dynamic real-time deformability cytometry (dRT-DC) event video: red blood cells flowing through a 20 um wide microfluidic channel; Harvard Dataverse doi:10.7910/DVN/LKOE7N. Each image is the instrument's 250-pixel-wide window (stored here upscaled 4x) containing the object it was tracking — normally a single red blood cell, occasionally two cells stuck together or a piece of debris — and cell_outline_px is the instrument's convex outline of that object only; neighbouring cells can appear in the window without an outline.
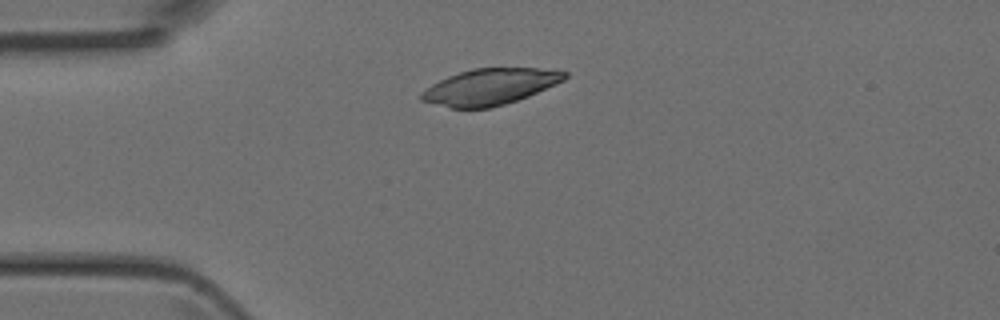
{"species": "Egyptian fruit bat (a non-hibernating species)", "species_latin": "Rousettus aegyptiacus", "temperature_condition": "room temperature", "stored_images_in_passage": 3, "camera_frame_rate_fps": 3000, "um_per_image_px": 0.085, "animal": {"sex": "female"}, "frame": {"image": 1, "passage_image": 1, "time_ms": 0.0, "image_size_px": [1000, 320], "cell_outline_px": [[568, 76], [564, 80], [556, 84], [528, 96], [504, 104], [488, 108], [452, 108], [420, 100], [420, 92], [432, 84], [448, 76], [472, 68], [536, 68], [568, 72]], "centroid_in_image_um": [41.63, 7.37], "position_along_channel_um": 43.4, "area_um2": 29.94}}